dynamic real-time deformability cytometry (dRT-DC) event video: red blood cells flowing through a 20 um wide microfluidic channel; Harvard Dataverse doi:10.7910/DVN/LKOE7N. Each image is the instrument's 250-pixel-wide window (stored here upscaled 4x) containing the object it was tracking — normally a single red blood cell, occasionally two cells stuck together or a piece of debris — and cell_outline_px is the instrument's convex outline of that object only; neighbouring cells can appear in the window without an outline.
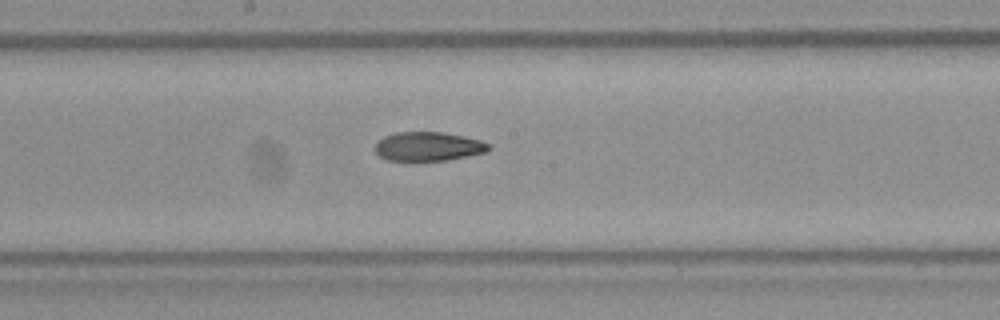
{"species": "Egyptian fruit bat (a non-hibernating species)", "species_latin": "Rousettus aegyptiacus", "temperature_condition": "room temperature", "stored_images_in_passage": 7, "camera_frame_rate_fps": 3000, "um_per_image_px": 0.085, "frame": {"image": 1, "passage_image": 7, "time_ms": 2.0, "image_size_px": [1000, 320], "cell_outline_px": [[492, 148], [488, 152], [448, 160], [388, 160], [380, 156], [376, 152], [376, 144], [384, 136], [396, 132], [444, 132], [464, 136], [480, 140], [492, 144]], "centroid_in_image_um": [36.48, 12.44], "position_along_channel_um": 211.7, "area_um2": 19.25}}